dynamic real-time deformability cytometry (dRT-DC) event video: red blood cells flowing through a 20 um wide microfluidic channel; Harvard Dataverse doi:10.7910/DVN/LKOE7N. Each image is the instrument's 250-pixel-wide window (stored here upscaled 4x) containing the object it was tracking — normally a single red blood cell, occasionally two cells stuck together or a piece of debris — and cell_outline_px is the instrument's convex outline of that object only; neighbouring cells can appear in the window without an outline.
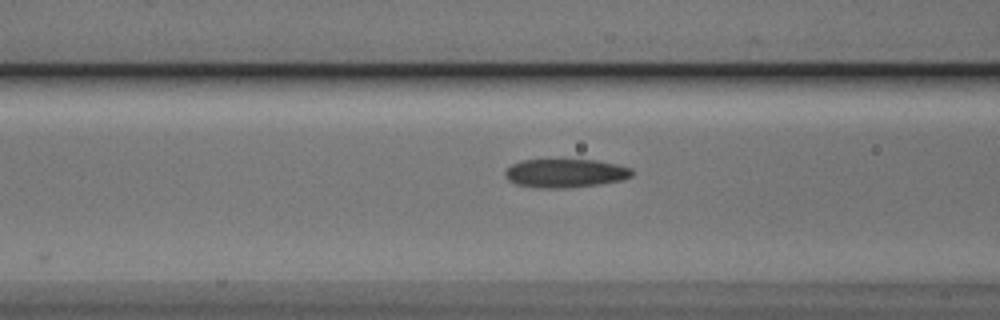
{"species": "Egyptian fruit bat (a non-hibernating species)", "species_latin": "Rousettus aegyptiacus", "temperature_condition": "cold", "stored_images_in_passage": 27, "camera_frame_rate_fps": 3000, "um_per_image_px": 0.085, "animal": {"sex": "male"}, "frame": {"image": 1, "passage_image": 5, "time_ms": 1.333, "image_size_px": [1000, 320], "cell_outline_px": [[632, 176], [624, 180], [600, 184], [564, 188], [536, 188], [516, 184], [508, 180], [504, 176], [504, 172], [512, 164], [520, 160], [596, 160], [616, 164], [632, 168]], "centroid_in_image_um": [48.04, 14.73], "position_along_channel_um": 118.6, "area_um2": 21.27}}
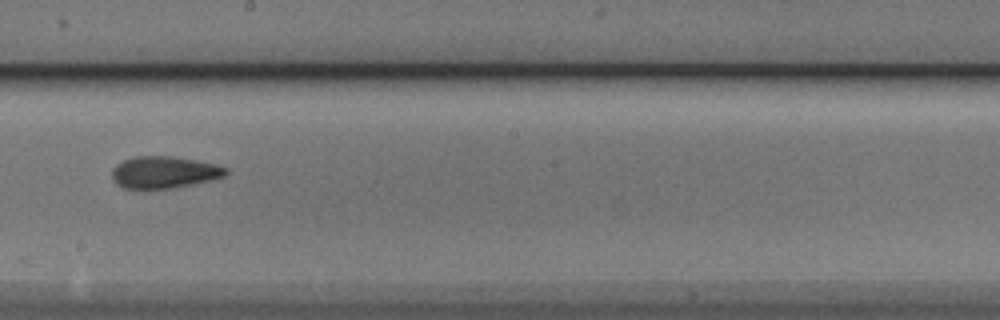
{"frame": {"image": 2, "passage_image": 14, "time_ms": 4.333, "image_size_px": [1000, 320], "cell_outline_px": [[228, 172], [224, 176], [212, 180], [172, 188], [124, 188], [116, 184], [112, 176], [112, 168], [116, 164], [132, 156], [172, 156], [196, 160], [216, 164], [228, 168]], "centroid_in_image_um": [13.95, 14.63], "position_along_channel_um": 234.2, "area_um2": 21.21}}
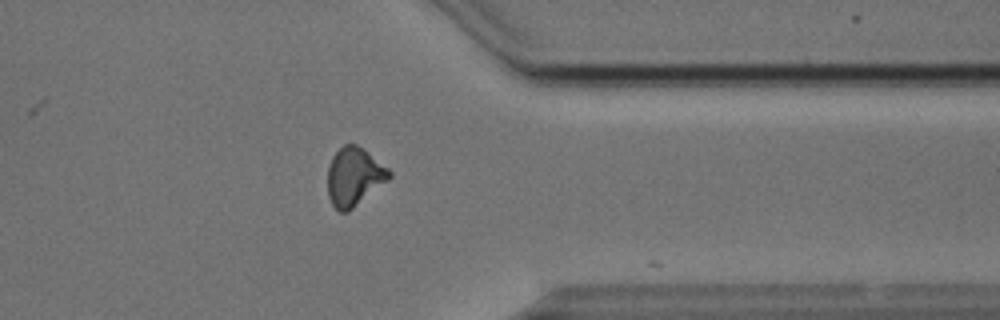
{"frame": {"image": 3, "passage_image": 26, "time_ms": 8.333, "image_size_px": [1000, 320], "cell_outline_px": [[392, 176], [388, 180], [348, 212], [340, 212], [332, 204], [328, 196], [328, 164], [332, 156], [344, 144], [356, 144], [364, 148], [388, 168], [392, 172]], "centroid_in_image_um": [30.1, 15.0], "position_along_channel_um": 381.3, "area_um2": 20.98}, "authors_computed_cell_mechanics": {"area_um2": 21.2126, "velocity_mm_per_s": 3.8602, "shape_relaxation_time_tau1_ms": 3.077, "shape_relaxation_time_tau2_ms": 2.3138, "deformation_change_tau1": 0.1519, "deformation_change_tau2": 0.1003}}